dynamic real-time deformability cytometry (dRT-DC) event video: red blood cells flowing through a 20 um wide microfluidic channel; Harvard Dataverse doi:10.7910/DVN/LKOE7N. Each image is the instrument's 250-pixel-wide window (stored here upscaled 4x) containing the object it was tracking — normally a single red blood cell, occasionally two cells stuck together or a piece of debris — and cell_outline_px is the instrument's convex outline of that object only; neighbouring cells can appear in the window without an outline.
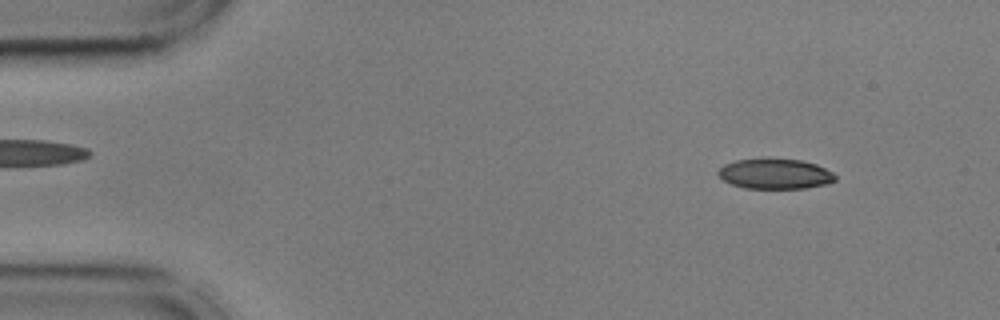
{"species": "common noctule bat (a hibernating species)", "species_latin": "Nyctalus noctula", "temperature_condition": "cold", "stored_images_in_passage": 54, "camera_frame_rate_fps": 3000, "um_per_image_px": 0.085, "animal": {"sex": "male", "body_mass_g": 17.9, "forearm_length_mm": 54.2}, "frame": {"image": 1, "passage_image": 5, "time_ms": 1.333, "image_size_px": [1000, 320], "cell_outline_px": [[836, 180], [824, 184], [804, 188], [744, 188], [732, 184], [724, 180], [716, 172], [724, 164], [736, 160], [800, 160], [816, 164], [832, 172], [836, 176]], "centroid_in_image_um": [65.87, 14.79], "position_along_channel_um": 19.1, "area_um2": 20.06}}
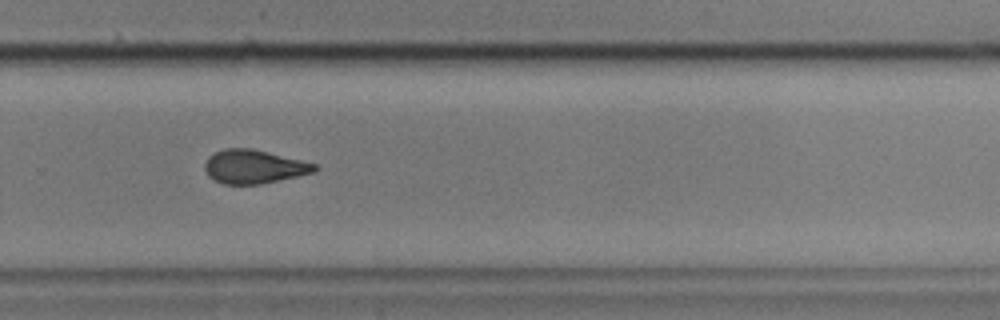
{"frame": {"image": 2, "passage_image": 36, "time_ms": 11.667, "image_size_px": [1000, 320], "cell_outline_px": [[320, 168], [312, 172], [296, 176], [260, 184], [224, 184], [212, 180], [208, 176], [204, 168], [204, 164], [208, 156], [224, 148], [248, 148], [268, 152], [316, 164]], "centroid_in_image_um": [21.53, 14.17], "position_along_channel_um": 308.3, "area_um2": 21.39}}
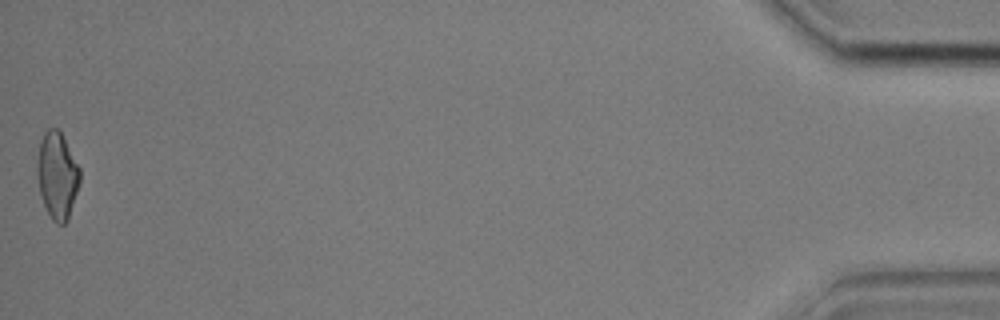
{"frame": {"image": 3, "passage_image": 54, "time_ms": 17.667, "image_size_px": [1000, 320], "cell_outline_px": [[80, 180], [68, 220], [64, 224], [56, 224], [52, 220], [44, 204], [40, 192], [36, 176], [36, 168], [40, 140], [44, 132], [48, 128], [56, 128], [60, 132], [80, 168]], "centroid_in_image_um": [4.85, 14.92], "position_along_channel_um": 430.4, "area_um2": 21.44}, "authors_computed_cell_mechanics": {"area_um2": 21.8484, "velocity_mm_per_s": 3.6073, "shape_relaxation_time_tau1_ms": 5.0265, "shape_relaxation_time_tau2_ms": 2.7411, "deformation_change_tau1": 0.1497, "deformation_change_tau2": 0.0913}}